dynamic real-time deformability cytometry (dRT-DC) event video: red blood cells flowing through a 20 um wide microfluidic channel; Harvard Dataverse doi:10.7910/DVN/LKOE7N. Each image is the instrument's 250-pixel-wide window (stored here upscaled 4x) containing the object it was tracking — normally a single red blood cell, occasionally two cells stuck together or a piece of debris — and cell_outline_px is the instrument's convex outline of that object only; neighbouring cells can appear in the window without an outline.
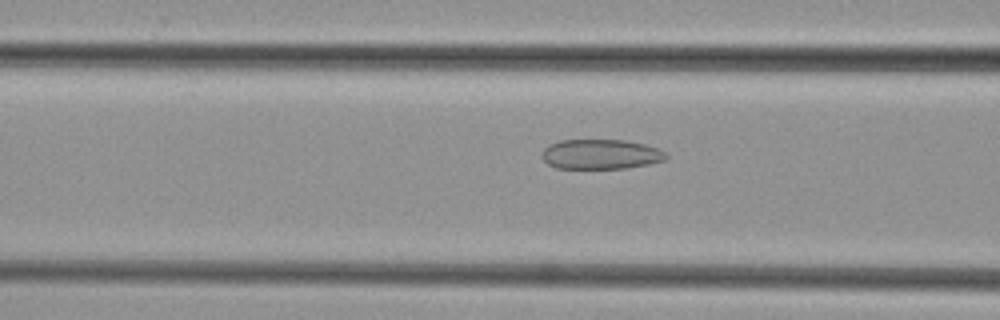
{"species": "common noctule bat (a hibernating species)", "species_latin": "Nyctalus noctula", "temperature_condition": "cold", "stored_images_in_passage": 10, "camera_frame_rate_fps": 3000, "um_per_image_px": 0.085, "animal": {"sex": "female", "body_mass_g": 29.2, "forearm_length_mm": 56.3}, "frame": {"image": 1, "passage_image": 9, "time_ms": 2.667, "image_size_px": [1000, 320], "cell_outline_px": [[668, 156], [664, 160], [648, 164], [628, 168], [556, 168], [548, 164], [540, 156], [540, 152], [548, 144], [560, 140], [624, 140], [644, 144], [656, 148], [664, 152]], "centroid_in_image_um": [51.0, 13.11], "position_along_channel_um": 115.6, "area_um2": 21.62}}